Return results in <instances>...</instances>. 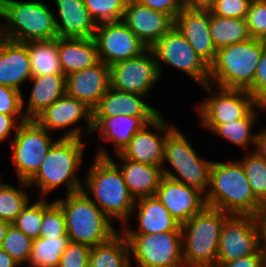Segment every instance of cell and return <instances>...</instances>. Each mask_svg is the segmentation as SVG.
Returning <instances> with one entry per match:
<instances>
[{
    "label": "cell",
    "mask_w": 266,
    "mask_h": 267,
    "mask_svg": "<svg viewBox=\"0 0 266 267\" xmlns=\"http://www.w3.org/2000/svg\"><path fill=\"white\" fill-rule=\"evenodd\" d=\"M20 266L15 262L12 257L5 251L0 248V267H18Z\"/></svg>",
    "instance_id": "52"
},
{
    "label": "cell",
    "mask_w": 266,
    "mask_h": 267,
    "mask_svg": "<svg viewBox=\"0 0 266 267\" xmlns=\"http://www.w3.org/2000/svg\"><path fill=\"white\" fill-rule=\"evenodd\" d=\"M93 38L99 61L109 66L139 56L147 49L123 20L97 24Z\"/></svg>",
    "instance_id": "16"
},
{
    "label": "cell",
    "mask_w": 266,
    "mask_h": 267,
    "mask_svg": "<svg viewBox=\"0 0 266 267\" xmlns=\"http://www.w3.org/2000/svg\"><path fill=\"white\" fill-rule=\"evenodd\" d=\"M91 247L70 242L60 257L58 267H89Z\"/></svg>",
    "instance_id": "42"
},
{
    "label": "cell",
    "mask_w": 266,
    "mask_h": 267,
    "mask_svg": "<svg viewBox=\"0 0 266 267\" xmlns=\"http://www.w3.org/2000/svg\"><path fill=\"white\" fill-rule=\"evenodd\" d=\"M66 94L93 109L111 87L110 66L99 61L94 66L66 76Z\"/></svg>",
    "instance_id": "19"
},
{
    "label": "cell",
    "mask_w": 266,
    "mask_h": 267,
    "mask_svg": "<svg viewBox=\"0 0 266 267\" xmlns=\"http://www.w3.org/2000/svg\"><path fill=\"white\" fill-rule=\"evenodd\" d=\"M260 231V248L266 255V205L256 215Z\"/></svg>",
    "instance_id": "49"
},
{
    "label": "cell",
    "mask_w": 266,
    "mask_h": 267,
    "mask_svg": "<svg viewBox=\"0 0 266 267\" xmlns=\"http://www.w3.org/2000/svg\"><path fill=\"white\" fill-rule=\"evenodd\" d=\"M215 267H266V255L260 250L257 254L241 257L231 262L216 263Z\"/></svg>",
    "instance_id": "47"
},
{
    "label": "cell",
    "mask_w": 266,
    "mask_h": 267,
    "mask_svg": "<svg viewBox=\"0 0 266 267\" xmlns=\"http://www.w3.org/2000/svg\"><path fill=\"white\" fill-rule=\"evenodd\" d=\"M256 108L266 111V105L258 104L245 118L219 125H202V127L204 126L203 128L208 129L212 134L224 138L246 151L249 149L250 143L255 146L256 142L257 133H252L258 119Z\"/></svg>",
    "instance_id": "31"
},
{
    "label": "cell",
    "mask_w": 266,
    "mask_h": 267,
    "mask_svg": "<svg viewBox=\"0 0 266 267\" xmlns=\"http://www.w3.org/2000/svg\"><path fill=\"white\" fill-rule=\"evenodd\" d=\"M251 1L252 0H216L210 12L218 17L245 19Z\"/></svg>",
    "instance_id": "43"
},
{
    "label": "cell",
    "mask_w": 266,
    "mask_h": 267,
    "mask_svg": "<svg viewBox=\"0 0 266 267\" xmlns=\"http://www.w3.org/2000/svg\"><path fill=\"white\" fill-rule=\"evenodd\" d=\"M32 239L11 224L0 248L5 250L20 266L28 263L32 249Z\"/></svg>",
    "instance_id": "38"
},
{
    "label": "cell",
    "mask_w": 266,
    "mask_h": 267,
    "mask_svg": "<svg viewBox=\"0 0 266 267\" xmlns=\"http://www.w3.org/2000/svg\"><path fill=\"white\" fill-rule=\"evenodd\" d=\"M126 236L118 232L107 242L91 247L89 267H132Z\"/></svg>",
    "instance_id": "30"
},
{
    "label": "cell",
    "mask_w": 266,
    "mask_h": 267,
    "mask_svg": "<svg viewBox=\"0 0 266 267\" xmlns=\"http://www.w3.org/2000/svg\"><path fill=\"white\" fill-rule=\"evenodd\" d=\"M260 250V231L255 216L230 215L224 221L216 263L231 262Z\"/></svg>",
    "instance_id": "14"
},
{
    "label": "cell",
    "mask_w": 266,
    "mask_h": 267,
    "mask_svg": "<svg viewBox=\"0 0 266 267\" xmlns=\"http://www.w3.org/2000/svg\"><path fill=\"white\" fill-rule=\"evenodd\" d=\"M32 77L64 74L59 60L58 37L26 42Z\"/></svg>",
    "instance_id": "32"
},
{
    "label": "cell",
    "mask_w": 266,
    "mask_h": 267,
    "mask_svg": "<svg viewBox=\"0 0 266 267\" xmlns=\"http://www.w3.org/2000/svg\"><path fill=\"white\" fill-rule=\"evenodd\" d=\"M132 213L138 220V229L131 230L127 225H124L123 234H157L159 232L181 231L179 223L155 195L137 199Z\"/></svg>",
    "instance_id": "24"
},
{
    "label": "cell",
    "mask_w": 266,
    "mask_h": 267,
    "mask_svg": "<svg viewBox=\"0 0 266 267\" xmlns=\"http://www.w3.org/2000/svg\"><path fill=\"white\" fill-rule=\"evenodd\" d=\"M244 168L255 197L266 205V160L255 151L245 153L239 160Z\"/></svg>",
    "instance_id": "35"
},
{
    "label": "cell",
    "mask_w": 266,
    "mask_h": 267,
    "mask_svg": "<svg viewBox=\"0 0 266 267\" xmlns=\"http://www.w3.org/2000/svg\"><path fill=\"white\" fill-rule=\"evenodd\" d=\"M96 157L109 158L120 169L126 186L135 200L156 194L163 177L162 168L160 166L128 160L120 153L117 154V157L120 158L123 163L120 165L116 164L104 147L98 149Z\"/></svg>",
    "instance_id": "22"
},
{
    "label": "cell",
    "mask_w": 266,
    "mask_h": 267,
    "mask_svg": "<svg viewBox=\"0 0 266 267\" xmlns=\"http://www.w3.org/2000/svg\"><path fill=\"white\" fill-rule=\"evenodd\" d=\"M32 78L26 43L2 38L0 42V85L18 91Z\"/></svg>",
    "instance_id": "25"
},
{
    "label": "cell",
    "mask_w": 266,
    "mask_h": 267,
    "mask_svg": "<svg viewBox=\"0 0 266 267\" xmlns=\"http://www.w3.org/2000/svg\"><path fill=\"white\" fill-rule=\"evenodd\" d=\"M216 0H183L185 8L190 10L210 11Z\"/></svg>",
    "instance_id": "50"
},
{
    "label": "cell",
    "mask_w": 266,
    "mask_h": 267,
    "mask_svg": "<svg viewBox=\"0 0 266 267\" xmlns=\"http://www.w3.org/2000/svg\"><path fill=\"white\" fill-rule=\"evenodd\" d=\"M174 26L184 35L195 52L211 66L217 49L210 34V11L183 8L174 20Z\"/></svg>",
    "instance_id": "21"
},
{
    "label": "cell",
    "mask_w": 266,
    "mask_h": 267,
    "mask_svg": "<svg viewBox=\"0 0 266 267\" xmlns=\"http://www.w3.org/2000/svg\"><path fill=\"white\" fill-rule=\"evenodd\" d=\"M35 119L22 122L12 137L11 160L16 168L20 187L30 188L28 182L39 170L48 150L55 141Z\"/></svg>",
    "instance_id": "9"
},
{
    "label": "cell",
    "mask_w": 266,
    "mask_h": 267,
    "mask_svg": "<svg viewBox=\"0 0 266 267\" xmlns=\"http://www.w3.org/2000/svg\"><path fill=\"white\" fill-rule=\"evenodd\" d=\"M32 90L26 104L23 98V109L27 119H35L54 101L66 94V76L64 74H48L32 77Z\"/></svg>",
    "instance_id": "28"
},
{
    "label": "cell",
    "mask_w": 266,
    "mask_h": 267,
    "mask_svg": "<svg viewBox=\"0 0 266 267\" xmlns=\"http://www.w3.org/2000/svg\"><path fill=\"white\" fill-rule=\"evenodd\" d=\"M149 126L159 132L150 130ZM174 128L175 126H172L167 120L165 121L160 114L142 130L138 131L120 154L125 159L162 168L165 141L167 135Z\"/></svg>",
    "instance_id": "17"
},
{
    "label": "cell",
    "mask_w": 266,
    "mask_h": 267,
    "mask_svg": "<svg viewBox=\"0 0 266 267\" xmlns=\"http://www.w3.org/2000/svg\"><path fill=\"white\" fill-rule=\"evenodd\" d=\"M209 93L195 109L201 125H219L245 118L259 104L247 90L203 86Z\"/></svg>",
    "instance_id": "12"
},
{
    "label": "cell",
    "mask_w": 266,
    "mask_h": 267,
    "mask_svg": "<svg viewBox=\"0 0 266 267\" xmlns=\"http://www.w3.org/2000/svg\"><path fill=\"white\" fill-rule=\"evenodd\" d=\"M29 201L27 192L3 183L0 186V219L12 224Z\"/></svg>",
    "instance_id": "36"
},
{
    "label": "cell",
    "mask_w": 266,
    "mask_h": 267,
    "mask_svg": "<svg viewBox=\"0 0 266 267\" xmlns=\"http://www.w3.org/2000/svg\"><path fill=\"white\" fill-rule=\"evenodd\" d=\"M69 243L68 236L34 239L28 265L30 267H58L60 257Z\"/></svg>",
    "instance_id": "34"
},
{
    "label": "cell",
    "mask_w": 266,
    "mask_h": 267,
    "mask_svg": "<svg viewBox=\"0 0 266 267\" xmlns=\"http://www.w3.org/2000/svg\"><path fill=\"white\" fill-rule=\"evenodd\" d=\"M10 225H11V223L0 219V246H1L2 241L4 240V238L6 236V232H7Z\"/></svg>",
    "instance_id": "53"
},
{
    "label": "cell",
    "mask_w": 266,
    "mask_h": 267,
    "mask_svg": "<svg viewBox=\"0 0 266 267\" xmlns=\"http://www.w3.org/2000/svg\"><path fill=\"white\" fill-rule=\"evenodd\" d=\"M44 198L43 222L40 237L44 239L67 236L66 221L62 208L53 200L48 203Z\"/></svg>",
    "instance_id": "40"
},
{
    "label": "cell",
    "mask_w": 266,
    "mask_h": 267,
    "mask_svg": "<svg viewBox=\"0 0 266 267\" xmlns=\"http://www.w3.org/2000/svg\"><path fill=\"white\" fill-rule=\"evenodd\" d=\"M123 21L147 48H151L174 26V20L169 15L137 2L126 4Z\"/></svg>",
    "instance_id": "20"
},
{
    "label": "cell",
    "mask_w": 266,
    "mask_h": 267,
    "mask_svg": "<svg viewBox=\"0 0 266 267\" xmlns=\"http://www.w3.org/2000/svg\"><path fill=\"white\" fill-rule=\"evenodd\" d=\"M230 215L206 206L181 225L185 267H215L224 221Z\"/></svg>",
    "instance_id": "7"
},
{
    "label": "cell",
    "mask_w": 266,
    "mask_h": 267,
    "mask_svg": "<svg viewBox=\"0 0 266 267\" xmlns=\"http://www.w3.org/2000/svg\"><path fill=\"white\" fill-rule=\"evenodd\" d=\"M58 52L62 71L70 73L94 66L99 62L94 38H59Z\"/></svg>",
    "instance_id": "29"
},
{
    "label": "cell",
    "mask_w": 266,
    "mask_h": 267,
    "mask_svg": "<svg viewBox=\"0 0 266 267\" xmlns=\"http://www.w3.org/2000/svg\"><path fill=\"white\" fill-rule=\"evenodd\" d=\"M62 208L70 242L90 247L107 242L118 233L112 220L81 190L54 199Z\"/></svg>",
    "instance_id": "5"
},
{
    "label": "cell",
    "mask_w": 266,
    "mask_h": 267,
    "mask_svg": "<svg viewBox=\"0 0 266 267\" xmlns=\"http://www.w3.org/2000/svg\"><path fill=\"white\" fill-rule=\"evenodd\" d=\"M2 38H3V35H2V32H1V26H0V42H1Z\"/></svg>",
    "instance_id": "55"
},
{
    "label": "cell",
    "mask_w": 266,
    "mask_h": 267,
    "mask_svg": "<svg viewBox=\"0 0 266 267\" xmlns=\"http://www.w3.org/2000/svg\"><path fill=\"white\" fill-rule=\"evenodd\" d=\"M210 34L217 50L251 38L245 19L218 17L211 12Z\"/></svg>",
    "instance_id": "33"
},
{
    "label": "cell",
    "mask_w": 266,
    "mask_h": 267,
    "mask_svg": "<svg viewBox=\"0 0 266 267\" xmlns=\"http://www.w3.org/2000/svg\"><path fill=\"white\" fill-rule=\"evenodd\" d=\"M159 79L161 77L151 48L139 56L110 66L111 87L121 92L148 96Z\"/></svg>",
    "instance_id": "13"
},
{
    "label": "cell",
    "mask_w": 266,
    "mask_h": 267,
    "mask_svg": "<svg viewBox=\"0 0 266 267\" xmlns=\"http://www.w3.org/2000/svg\"><path fill=\"white\" fill-rule=\"evenodd\" d=\"M245 20L251 38L266 41V0H252Z\"/></svg>",
    "instance_id": "41"
},
{
    "label": "cell",
    "mask_w": 266,
    "mask_h": 267,
    "mask_svg": "<svg viewBox=\"0 0 266 267\" xmlns=\"http://www.w3.org/2000/svg\"><path fill=\"white\" fill-rule=\"evenodd\" d=\"M266 46L265 40L247 41L221 47L210 66L209 84L227 89L249 90Z\"/></svg>",
    "instance_id": "6"
},
{
    "label": "cell",
    "mask_w": 266,
    "mask_h": 267,
    "mask_svg": "<svg viewBox=\"0 0 266 267\" xmlns=\"http://www.w3.org/2000/svg\"><path fill=\"white\" fill-rule=\"evenodd\" d=\"M158 116H93V132H99L102 140L113 144L118 154L129 144L133 136Z\"/></svg>",
    "instance_id": "23"
},
{
    "label": "cell",
    "mask_w": 266,
    "mask_h": 267,
    "mask_svg": "<svg viewBox=\"0 0 266 267\" xmlns=\"http://www.w3.org/2000/svg\"><path fill=\"white\" fill-rule=\"evenodd\" d=\"M124 235L138 267H185L181 231Z\"/></svg>",
    "instance_id": "10"
},
{
    "label": "cell",
    "mask_w": 266,
    "mask_h": 267,
    "mask_svg": "<svg viewBox=\"0 0 266 267\" xmlns=\"http://www.w3.org/2000/svg\"><path fill=\"white\" fill-rule=\"evenodd\" d=\"M43 214L44 198L40 197L35 203L29 201L12 224L34 240L40 237Z\"/></svg>",
    "instance_id": "37"
},
{
    "label": "cell",
    "mask_w": 266,
    "mask_h": 267,
    "mask_svg": "<svg viewBox=\"0 0 266 267\" xmlns=\"http://www.w3.org/2000/svg\"><path fill=\"white\" fill-rule=\"evenodd\" d=\"M27 120L25 115H5L0 113V142L8 139L11 132L17 131L20 124Z\"/></svg>",
    "instance_id": "48"
},
{
    "label": "cell",
    "mask_w": 266,
    "mask_h": 267,
    "mask_svg": "<svg viewBox=\"0 0 266 267\" xmlns=\"http://www.w3.org/2000/svg\"><path fill=\"white\" fill-rule=\"evenodd\" d=\"M35 120L44 127L48 132L53 133V130H66L62 138H77L81 139L82 127L78 122L85 121V133L92 134L93 129V109L86 103L70 97L67 94L54 101L49 107L42 111Z\"/></svg>",
    "instance_id": "15"
},
{
    "label": "cell",
    "mask_w": 266,
    "mask_h": 267,
    "mask_svg": "<svg viewBox=\"0 0 266 267\" xmlns=\"http://www.w3.org/2000/svg\"><path fill=\"white\" fill-rule=\"evenodd\" d=\"M55 140L48 150L39 170L28 182L38 187L41 198L65 184L66 195L82 190L83 182L77 175L81 166L85 143L82 139L62 138Z\"/></svg>",
    "instance_id": "3"
},
{
    "label": "cell",
    "mask_w": 266,
    "mask_h": 267,
    "mask_svg": "<svg viewBox=\"0 0 266 267\" xmlns=\"http://www.w3.org/2000/svg\"><path fill=\"white\" fill-rule=\"evenodd\" d=\"M137 3L169 15L173 20L184 8L183 0H136Z\"/></svg>",
    "instance_id": "46"
},
{
    "label": "cell",
    "mask_w": 266,
    "mask_h": 267,
    "mask_svg": "<svg viewBox=\"0 0 266 267\" xmlns=\"http://www.w3.org/2000/svg\"><path fill=\"white\" fill-rule=\"evenodd\" d=\"M166 162L172 166L173 171L165 168ZM213 162L199 157L197 151L178 128L175 127L167 135L164 145L163 176L194 187L205 194L209 186Z\"/></svg>",
    "instance_id": "8"
},
{
    "label": "cell",
    "mask_w": 266,
    "mask_h": 267,
    "mask_svg": "<svg viewBox=\"0 0 266 267\" xmlns=\"http://www.w3.org/2000/svg\"><path fill=\"white\" fill-rule=\"evenodd\" d=\"M85 179L82 190L86 195L112 221L120 220L123 226L128 225L136 200L120 169L109 158L95 156Z\"/></svg>",
    "instance_id": "2"
},
{
    "label": "cell",
    "mask_w": 266,
    "mask_h": 267,
    "mask_svg": "<svg viewBox=\"0 0 266 267\" xmlns=\"http://www.w3.org/2000/svg\"><path fill=\"white\" fill-rule=\"evenodd\" d=\"M160 77L161 63L190 76L194 81L204 85L209 83L210 66L195 52L184 35L173 26L152 47Z\"/></svg>",
    "instance_id": "11"
},
{
    "label": "cell",
    "mask_w": 266,
    "mask_h": 267,
    "mask_svg": "<svg viewBox=\"0 0 266 267\" xmlns=\"http://www.w3.org/2000/svg\"><path fill=\"white\" fill-rule=\"evenodd\" d=\"M55 23L59 38H92L97 24L91 18L84 0H54ZM59 18V19H58Z\"/></svg>",
    "instance_id": "26"
},
{
    "label": "cell",
    "mask_w": 266,
    "mask_h": 267,
    "mask_svg": "<svg viewBox=\"0 0 266 267\" xmlns=\"http://www.w3.org/2000/svg\"><path fill=\"white\" fill-rule=\"evenodd\" d=\"M257 133L254 151L266 160V127Z\"/></svg>",
    "instance_id": "51"
},
{
    "label": "cell",
    "mask_w": 266,
    "mask_h": 267,
    "mask_svg": "<svg viewBox=\"0 0 266 267\" xmlns=\"http://www.w3.org/2000/svg\"><path fill=\"white\" fill-rule=\"evenodd\" d=\"M144 97L146 96L110 87L93 108V116H159L161 112L143 101Z\"/></svg>",
    "instance_id": "27"
},
{
    "label": "cell",
    "mask_w": 266,
    "mask_h": 267,
    "mask_svg": "<svg viewBox=\"0 0 266 267\" xmlns=\"http://www.w3.org/2000/svg\"><path fill=\"white\" fill-rule=\"evenodd\" d=\"M126 4L131 3V2H136V0H123Z\"/></svg>",
    "instance_id": "54"
},
{
    "label": "cell",
    "mask_w": 266,
    "mask_h": 267,
    "mask_svg": "<svg viewBox=\"0 0 266 267\" xmlns=\"http://www.w3.org/2000/svg\"><path fill=\"white\" fill-rule=\"evenodd\" d=\"M54 14L44 2L1 0L3 38L22 43L57 38Z\"/></svg>",
    "instance_id": "4"
},
{
    "label": "cell",
    "mask_w": 266,
    "mask_h": 267,
    "mask_svg": "<svg viewBox=\"0 0 266 267\" xmlns=\"http://www.w3.org/2000/svg\"><path fill=\"white\" fill-rule=\"evenodd\" d=\"M96 24L123 20L126 3L123 0H84Z\"/></svg>",
    "instance_id": "39"
},
{
    "label": "cell",
    "mask_w": 266,
    "mask_h": 267,
    "mask_svg": "<svg viewBox=\"0 0 266 267\" xmlns=\"http://www.w3.org/2000/svg\"><path fill=\"white\" fill-rule=\"evenodd\" d=\"M207 206L229 215L255 216L264 205L255 197L240 161H214L205 193Z\"/></svg>",
    "instance_id": "1"
},
{
    "label": "cell",
    "mask_w": 266,
    "mask_h": 267,
    "mask_svg": "<svg viewBox=\"0 0 266 267\" xmlns=\"http://www.w3.org/2000/svg\"><path fill=\"white\" fill-rule=\"evenodd\" d=\"M0 113L5 115H25L22 92L0 85Z\"/></svg>",
    "instance_id": "44"
},
{
    "label": "cell",
    "mask_w": 266,
    "mask_h": 267,
    "mask_svg": "<svg viewBox=\"0 0 266 267\" xmlns=\"http://www.w3.org/2000/svg\"><path fill=\"white\" fill-rule=\"evenodd\" d=\"M155 196L180 226L207 206L203 192L165 176L162 177Z\"/></svg>",
    "instance_id": "18"
},
{
    "label": "cell",
    "mask_w": 266,
    "mask_h": 267,
    "mask_svg": "<svg viewBox=\"0 0 266 267\" xmlns=\"http://www.w3.org/2000/svg\"><path fill=\"white\" fill-rule=\"evenodd\" d=\"M248 92L259 104L266 105V46L255 72L253 86Z\"/></svg>",
    "instance_id": "45"
}]
</instances>
